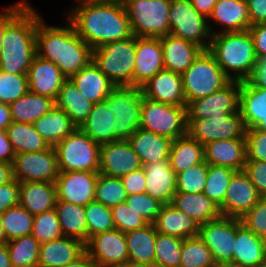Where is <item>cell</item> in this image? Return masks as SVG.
<instances>
[{
	"label": "cell",
	"instance_id": "6da1fadb",
	"mask_svg": "<svg viewBox=\"0 0 266 267\" xmlns=\"http://www.w3.org/2000/svg\"><path fill=\"white\" fill-rule=\"evenodd\" d=\"M65 12L76 33L92 48L134 36L123 3L82 2Z\"/></svg>",
	"mask_w": 266,
	"mask_h": 267
},
{
	"label": "cell",
	"instance_id": "7a4b0ae2",
	"mask_svg": "<svg viewBox=\"0 0 266 267\" xmlns=\"http://www.w3.org/2000/svg\"><path fill=\"white\" fill-rule=\"evenodd\" d=\"M43 20L41 18L37 24L36 55L52 61L69 79L92 61L93 49L76 33L68 20L65 27L49 26Z\"/></svg>",
	"mask_w": 266,
	"mask_h": 267
},
{
	"label": "cell",
	"instance_id": "3957f363",
	"mask_svg": "<svg viewBox=\"0 0 266 267\" xmlns=\"http://www.w3.org/2000/svg\"><path fill=\"white\" fill-rule=\"evenodd\" d=\"M41 16L28 4L7 26L3 36L0 70L27 74L36 55L35 36Z\"/></svg>",
	"mask_w": 266,
	"mask_h": 267
},
{
	"label": "cell",
	"instance_id": "277c9868",
	"mask_svg": "<svg viewBox=\"0 0 266 267\" xmlns=\"http://www.w3.org/2000/svg\"><path fill=\"white\" fill-rule=\"evenodd\" d=\"M208 51L231 81H247L257 62L253 40L248 30L212 35Z\"/></svg>",
	"mask_w": 266,
	"mask_h": 267
},
{
	"label": "cell",
	"instance_id": "5b68a950",
	"mask_svg": "<svg viewBox=\"0 0 266 267\" xmlns=\"http://www.w3.org/2000/svg\"><path fill=\"white\" fill-rule=\"evenodd\" d=\"M136 36L108 42L92 51V61L116 86H132Z\"/></svg>",
	"mask_w": 266,
	"mask_h": 267
},
{
	"label": "cell",
	"instance_id": "8992f818",
	"mask_svg": "<svg viewBox=\"0 0 266 267\" xmlns=\"http://www.w3.org/2000/svg\"><path fill=\"white\" fill-rule=\"evenodd\" d=\"M141 88L116 86L104 100L112 111L113 142L128 140L140 128Z\"/></svg>",
	"mask_w": 266,
	"mask_h": 267
},
{
	"label": "cell",
	"instance_id": "52a82bcc",
	"mask_svg": "<svg viewBox=\"0 0 266 267\" xmlns=\"http://www.w3.org/2000/svg\"><path fill=\"white\" fill-rule=\"evenodd\" d=\"M181 77L186 105L221 90L231 81L208 50H203Z\"/></svg>",
	"mask_w": 266,
	"mask_h": 267
},
{
	"label": "cell",
	"instance_id": "ba28073f",
	"mask_svg": "<svg viewBox=\"0 0 266 267\" xmlns=\"http://www.w3.org/2000/svg\"><path fill=\"white\" fill-rule=\"evenodd\" d=\"M124 6L134 36L160 38L169 34L171 0H127Z\"/></svg>",
	"mask_w": 266,
	"mask_h": 267
},
{
	"label": "cell",
	"instance_id": "9c48e42d",
	"mask_svg": "<svg viewBox=\"0 0 266 267\" xmlns=\"http://www.w3.org/2000/svg\"><path fill=\"white\" fill-rule=\"evenodd\" d=\"M59 172H99L100 144L76 128L55 146Z\"/></svg>",
	"mask_w": 266,
	"mask_h": 267
},
{
	"label": "cell",
	"instance_id": "30bf717a",
	"mask_svg": "<svg viewBox=\"0 0 266 267\" xmlns=\"http://www.w3.org/2000/svg\"><path fill=\"white\" fill-rule=\"evenodd\" d=\"M169 34L191 41L204 50L209 49L212 35L216 34L208 18L199 13L190 0H171Z\"/></svg>",
	"mask_w": 266,
	"mask_h": 267
},
{
	"label": "cell",
	"instance_id": "8fae6325",
	"mask_svg": "<svg viewBox=\"0 0 266 267\" xmlns=\"http://www.w3.org/2000/svg\"><path fill=\"white\" fill-rule=\"evenodd\" d=\"M140 128L163 135L171 140L187 134V107L150 100L143 96Z\"/></svg>",
	"mask_w": 266,
	"mask_h": 267
},
{
	"label": "cell",
	"instance_id": "7c38bea8",
	"mask_svg": "<svg viewBox=\"0 0 266 267\" xmlns=\"http://www.w3.org/2000/svg\"><path fill=\"white\" fill-rule=\"evenodd\" d=\"M187 134L205 145L217 140L245 138L247 128L241 112L210 119H187Z\"/></svg>",
	"mask_w": 266,
	"mask_h": 267
},
{
	"label": "cell",
	"instance_id": "4fadbf2b",
	"mask_svg": "<svg viewBox=\"0 0 266 267\" xmlns=\"http://www.w3.org/2000/svg\"><path fill=\"white\" fill-rule=\"evenodd\" d=\"M13 177L19 182H53L59 176L55 147L44 151L15 154Z\"/></svg>",
	"mask_w": 266,
	"mask_h": 267
},
{
	"label": "cell",
	"instance_id": "5bb4252c",
	"mask_svg": "<svg viewBox=\"0 0 266 267\" xmlns=\"http://www.w3.org/2000/svg\"><path fill=\"white\" fill-rule=\"evenodd\" d=\"M198 237L211 251L216 264L232 263L236 239V218L220 216L203 223Z\"/></svg>",
	"mask_w": 266,
	"mask_h": 267
},
{
	"label": "cell",
	"instance_id": "9a60e30c",
	"mask_svg": "<svg viewBox=\"0 0 266 267\" xmlns=\"http://www.w3.org/2000/svg\"><path fill=\"white\" fill-rule=\"evenodd\" d=\"M240 81H230L221 90L187 105V119H210L240 111Z\"/></svg>",
	"mask_w": 266,
	"mask_h": 267
},
{
	"label": "cell",
	"instance_id": "2e32d148",
	"mask_svg": "<svg viewBox=\"0 0 266 267\" xmlns=\"http://www.w3.org/2000/svg\"><path fill=\"white\" fill-rule=\"evenodd\" d=\"M85 252L98 267H119L129 261L125 233L116 228L91 236Z\"/></svg>",
	"mask_w": 266,
	"mask_h": 267
},
{
	"label": "cell",
	"instance_id": "e0dca14e",
	"mask_svg": "<svg viewBox=\"0 0 266 267\" xmlns=\"http://www.w3.org/2000/svg\"><path fill=\"white\" fill-rule=\"evenodd\" d=\"M142 167L139 156L128 140H118L100 145L99 173L121 178Z\"/></svg>",
	"mask_w": 266,
	"mask_h": 267
},
{
	"label": "cell",
	"instance_id": "ac0fdd59",
	"mask_svg": "<svg viewBox=\"0 0 266 267\" xmlns=\"http://www.w3.org/2000/svg\"><path fill=\"white\" fill-rule=\"evenodd\" d=\"M99 172H59L55 180L57 200L86 206L95 199Z\"/></svg>",
	"mask_w": 266,
	"mask_h": 267
},
{
	"label": "cell",
	"instance_id": "d6986e66",
	"mask_svg": "<svg viewBox=\"0 0 266 267\" xmlns=\"http://www.w3.org/2000/svg\"><path fill=\"white\" fill-rule=\"evenodd\" d=\"M261 198L247 174L236 171L232 176L223 205L219 208L222 216L242 218Z\"/></svg>",
	"mask_w": 266,
	"mask_h": 267
},
{
	"label": "cell",
	"instance_id": "ffe728a7",
	"mask_svg": "<svg viewBox=\"0 0 266 267\" xmlns=\"http://www.w3.org/2000/svg\"><path fill=\"white\" fill-rule=\"evenodd\" d=\"M164 69L160 38L136 37L133 87L141 88Z\"/></svg>",
	"mask_w": 266,
	"mask_h": 267
},
{
	"label": "cell",
	"instance_id": "44dd1931",
	"mask_svg": "<svg viewBox=\"0 0 266 267\" xmlns=\"http://www.w3.org/2000/svg\"><path fill=\"white\" fill-rule=\"evenodd\" d=\"M67 79L56 64L37 55L34 56L27 72L28 90L54 101Z\"/></svg>",
	"mask_w": 266,
	"mask_h": 267
},
{
	"label": "cell",
	"instance_id": "7402d4cb",
	"mask_svg": "<svg viewBox=\"0 0 266 267\" xmlns=\"http://www.w3.org/2000/svg\"><path fill=\"white\" fill-rule=\"evenodd\" d=\"M143 96L157 102L187 107L181 74L162 69L141 87Z\"/></svg>",
	"mask_w": 266,
	"mask_h": 267
},
{
	"label": "cell",
	"instance_id": "603a6c76",
	"mask_svg": "<svg viewBox=\"0 0 266 267\" xmlns=\"http://www.w3.org/2000/svg\"><path fill=\"white\" fill-rule=\"evenodd\" d=\"M232 264L239 267H259L266 260V240L247 229L236 218V239Z\"/></svg>",
	"mask_w": 266,
	"mask_h": 267
},
{
	"label": "cell",
	"instance_id": "cb8c5ba5",
	"mask_svg": "<svg viewBox=\"0 0 266 267\" xmlns=\"http://www.w3.org/2000/svg\"><path fill=\"white\" fill-rule=\"evenodd\" d=\"M207 164L242 171L247 160L246 138L217 140L204 145Z\"/></svg>",
	"mask_w": 266,
	"mask_h": 267
},
{
	"label": "cell",
	"instance_id": "d4e9b609",
	"mask_svg": "<svg viewBox=\"0 0 266 267\" xmlns=\"http://www.w3.org/2000/svg\"><path fill=\"white\" fill-rule=\"evenodd\" d=\"M146 176V194L162 204L172 203L177 192L176 174L171 169L170 160L157 161L143 165Z\"/></svg>",
	"mask_w": 266,
	"mask_h": 267
},
{
	"label": "cell",
	"instance_id": "484cf974",
	"mask_svg": "<svg viewBox=\"0 0 266 267\" xmlns=\"http://www.w3.org/2000/svg\"><path fill=\"white\" fill-rule=\"evenodd\" d=\"M164 69L182 74L204 50L199 45L171 34L160 37Z\"/></svg>",
	"mask_w": 266,
	"mask_h": 267
},
{
	"label": "cell",
	"instance_id": "4316f807",
	"mask_svg": "<svg viewBox=\"0 0 266 267\" xmlns=\"http://www.w3.org/2000/svg\"><path fill=\"white\" fill-rule=\"evenodd\" d=\"M84 252L85 244L80 240L62 236L40 244L38 267H62Z\"/></svg>",
	"mask_w": 266,
	"mask_h": 267
},
{
	"label": "cell",
	"instance_id": "83f0119b",
	"mask_svg": "<svg viewBox=\"0 0 266 267\" xmlns=\"http://www.w3.org/2000/svg\"><path fill=\"white\" fill-rule=\"evenodd\" d=\"M221 27L220 32H243L250 28L249 10L246 0H218L208 22Z\"/></svg>",
	"mask_w": 266,
	"mask_h": 267
},
{
	"label": "cell",
	"instance_id": "f1b7e54d",
	"mask_svg": "<svg viewBox=\"0 0 266 267\" xmlns=\"http://www.w3.org/2000/svg\"><path fill=\"white\" fill-rule=\"evenodd\" d=\"M240 112L247 129L266 132V89L241 82Z\"/></svg>",
	"mask_w": 266,
	"mask_h": 267
},
{
	"label": "cell",
	"instance_id": "f546056e",
	"mask_svg": "<svg viewBox=\"0 0 266 267\" xmlns=\"http://www.w3.org/2000/svg\"><path fill=\"white\" fill-rule=\"evenodd\" d=\"M154 227L161 234L184 240L198 236L200 225L187 213L175 208L170 203L162 206L154 222Z\"/></svg>",
	"mask_w": 266,
	"mask_h": 267
},
{
	"label": "cell",
	"instance_id": "4dcf8cb0",
	"mask_svg": "<svg viewBox=\"0 0 266 267\" xmlns=\"http://www.w3.org/2000/svg\"><path fill=\"white\" fill-rule=\"evenodd\" d=\"M69 79L80 90V93L94 104L104 102L109 93L116 87L93 61Z\"/></svg>",
	"mask_w": 266,
	"mask_h": 267
},
{
	"label": "cell",
	"instance_id": "1f68e13d",
	"mask_svg": "<svg viewBox=\"0 0 266 267\" xmlns=\"http://www.w3.org/2000/svg\"><path fill=\"white\" fill-rule=\"evenodd\" d=\"M56 185L53 182H20L19 205L33 216L55 208Z\"/></svg>",
	"mask_w": 266,
	"mask_h": 267
},
{
	"label": "cell",
	"instance_id": "d6a6232c",
	"mask_svg": "<svg viewBox=\"0 0 266 267\" xmlns=\"http://www.w3.org/2000/svg\"><path fill=\"white\" fill-rule=\"evenodd\" d=\"M143 165L169 159L172 140L139 128L128 139Z\"/></svg>",
	"mask_w": 266,
	"mask_h": 267
},
{
	"label": "cell",
	"instance_id": "836d02e7",
	"mask_svg": "<svg viewBox=\"0 0 266 267\" xmlns=\"http://www.w3.org/2000/svg\"><path fill=\"white\" fill-rule=\"evenodd\" d=\"M33 125L35 130L52 147H55L77 128L71 118L56 105L36 120Z\"/></svg>",
	"mask_w": 266,
	"mask_h": 267
},
{
	"label": "cell",
	"instance_id": "e575fe53",
	"mask_svg": "<svg viewBox=\"0 0 266 267\" xmlns=\"http://www.w3.org/2000/svg\"><path fill=\"white\" fill-rule=\"evenodd\" d=\"M156 237L154 224L125 233L129 261L155 266Z\"/></svg>",
	"mask_w": 266,
	"mask_h": 267
},
{
	"label": "cell",
	"instance_id": "d590c367",
	"mask_svg": "<svg viewBox=\"0 0 266 267\" xmlns=\"http://www.w3.org/2000/svg\"><path fill=\"white\" fill-rule=\"evenodd\" d=\"M175 208L187 213L199 225L221 216L219 207L202 193L176 192L172 203Z\"/></svg>",
	"mask_w": 266,
	"mask_h": 267
},
{
	"label": "cell",
	"instance_id": "8d00e7d4",
	"mask_svg": "<svg viewBox=\"0 0 266 267\" xmlns=\"http://www.w3.org/2000/svg\"><path fill=\"white\" fill-rule=\"evenodd\" d=\"M55 105L61 108L79 128L92 111L94 103L87 100L76 85L67 79L59 90Z\"/></svg>",
	"mask_w": 266,
	"mask_h": 267
},
{
	"label": "cell",
	"instance_id": "74e56055",
	"mask_svg": "<svg viewBox=\"0 0 266 267\" xmlns=\"http://www.w3.org/2000/svg\"><path fill=\"white\" fill-rule=\"evenodd\" d=\"M55 211L59 218L63 235L88 242V227L85 217V206L57 200Z\"/></svg>",
	"mask_w": 266,
	"mask_h": 267
},
{
	"label": "cell",
	"instance_id": "f35d334b",
	"mask_svg": "<svg viewBox=\"0 0 266 267\" xmlns=\"http://www.w3.org/2000/svg\"><path fill=\"white\" fill-rule=\"evenodd\" d=\"M169 160L175 174L184 172L204 161V145L186 134L172 140Z\"/></svg>",
	"mask_w": 266,
	"mask_h": 267
},
{
	"label": "cell",
	"instance_id": "ab89813d",
	"mask_svg": "<svg viewBox=\"0 0 266 267\" xmlns=\"http://www.w3.org/2000/svg\"><path fill=\"white\" fill-rule=\"evenodd\" d=\"M54 105L53 99L28 91L9 104V108L13 122L33 124L51 110Z\"/></svg>",
	"mask_w": 266,
	"mask_h": 267
},
{
	"label": "cell",
	"instance_id": "60d3db41",
	"mask_svg": "<svg viewBox=\"0 0 266 267\" xmlns=\"http://www.w3.org/2000/svg\"><path fill=\"white\" fill-rule=\"evenodd\" d=\"M79 128L100 145L113 142L112 111L105 102L95 103Z\"/></svg>",
	"mask_w": 266,
	"mask_h": 267
},
{
	"label": "cell",
	"instance_id": "b9f144b4",
	"mask_svg": "<svg viewBox=\"0 0 266 267\" xmlns=\"http://www.w3.org/2000/svg\"><path fill=\"white\" fill-rule=\"evenodd\" d=\"M6 132L15 154L44 151L50 147L31 123L12 122Z\"/></svg>",
	"mask_w": 266,
	"mask_h": 267
},
{
	"label": "cell",
	"instance_id": "7bdbcfd3",
	"mask_svg": "<svg viewBox=\"0 0 266 267\" xmlns=\"http://www.w3.org/2000/svg\"><path fill=\"white\" fill-rule=\"evenodd\" d=\"M40 242L33 235L6 242L12 267H38Z\"/></svg>",
	"mask_w": 266,
	"mask_h": 267
},
{
	"label": "cell",
	"instance_id": "ee69618b",
	"mask_svg": "<svg viewBox=\"0 0 266 267\" xmlns=\"http://www.w3.org/2000/svg\"><path fill=\"white\" fill-rule=\"evenodd\" d=\"M1 217L6 241L31 234L34 216L24 207H10Z\"/></svg>",
	"mask_w": 266,
	"mask_h": 267
},
{
	"label": "cell",
	"instance_id": "f6af8a7d",
	"mask_svg": "<svg viewBox=\"0 0 266 267\" xmlns=\"http://www.w3.org/2000/svg\"><path fill=\"white\" fill-rule=\"evenodd\" d=\"M236 171L208 164V173L204 186V194L219 208L223 205L229 182Z\"/></svg>",
	"mask_w": 266,
	"mask_h": 267
},
{
	"label": "cell",
	"instance_id": "bcb514c9",
	"mask_svg": "<svg viewBox=\"0 0 266 267\" xmlns=\"http://www.w3.org/2000/svg\"><path fill=\"white\" fill-rule=\"evenodd\" d=\"M215 264L211 251L198 236L183 240L179 267H214Z\"/></svg>",
	"mask_w": 266,
	"mask_h": 267
},
{
	"label": "cell",
	"instance_id": "7dc6e473",
	"mask_svg": "<svg viewBox=\"0 0 266 267\" xmlns=\"http://www.w3.org/2000/svg\"><path fill=\"white\" fill-rule=\"evenodd\" d=\"M126 198L127 194L121 178L98 173L95 201L112 208L125 202Z\"/></svg>",
	"mask_w": 266,
	"mask_h": 267
},
{
	"label": "cell",
	"instance_id": "c3c4849f",
	"mask_svg": "<svg viewBox=\"0 0 266 267\" xmlns=\"http://www.w3.org/2000/svg\"><path fill=\"white\" fill-rule=\"evenodd\" d=\"M183 240L157 232L155 240V266L179 267Z\"/></svg>",
	"mask_w": 266,
	"mask_h": 267
},
{
	"label": "cell",
	"instance_id": "681fc988",
	"mask_svg": "<svg viewBox=\"0 0 266 267\" xmlns=\"http://www.w3.org/2000/svg\"><path fill=\"white\" fill-rule=\"evenodd\" d=\"M88 240L91 236L115 229L111 208L100 202L91 201L85 206Z\"/></svg>",
	"mask_w": 266,
	"mask_h": 267
},
{
	"label": "cell",
	"instance_id": "f907efd6",
	"mask_svg": "<svg viewBox=\"0 0 266 267\" xmlns=\"http://www.w3.org/2000/svg\"><path fill=\"white\" fill-rule=\"evenodd\" d=\"M31 235L40 243L64 236L55 209L34 216Z\"/></svg>",
	"mask_w": 266,
	"mask_h": 267
},
{
	"label": "cell",
	"instance_id": "816d5d0a",
	"mask_svg": "<svg viewBox=\"0 0 266 267\" xmlns=\"http://www.w3.org/2000/svg\"><path fill=\"white\" fill-rule=\"evenodd\" d=\"M208 173V164L205 160L184 172L176 174L177 192L202 193Z\"/></svg>",
	"mask_w": 266,
	"mask_h": 267
},
{
	"label": "cell",
	"instance_id": "f5cc1de1",
	"mask_svg": "<svg viewBox=\"0 0 266 267\" xmlns=\"http://www.w3.org/2000/svg\"><path fill=\"white\" fill-rule=\"evenodd\" d=\"M28 91L27 74H9L0 70V102L11 104Z\"/></svg>",
	"mask_w": 266,
	"mask_h": 267
},
{
	"label": "cell",
	"instance_id": "db71d44e",
	"mask_svg": "<svg viewBox=\"0 0 266 267\" xmlns=\"http://www.w3.org/2000/svg\"><path fill=\"white\" fill-rule=\"evenodd\" d=\"M125 203L148 224H154L164 204L149 194L138 193L127 196Z\"/></svg>",
	"mask_w": 266,
	"mask_h": 267
},
{
	"label": "cell",
	"instance_id": "11a10c76",
	"mask_svg": "<svg viewBox=\"0 0 266 267\" xmlns=\"http://www.w3.org/2000/svg\"><path fill=\"white\" fill-rule=\"evenodd\" d=\"M111 211L115 228L123 233L139 229L148 224L141 216L129 208L125 202L112 207Z\"/></svg>",
	"mask_w": 266,
	"mask_h": 267
},
{
	"label": "cell",
	"instance_id": "9f6ffc18",
	"mask_svg": "<svg viewBox=\"0 0 266 267\" xmlns=\"http://www.w3.org/2000/svg\"><path fill=\"white\" fill-rule=\"evenodd\" d=\"M240 220L247 229L266 240V197H261Z\"/></svg>",
	"mask_w": 266,
	"mask_h": 267
},
{
	"label": "cell",
	"instance_id": "6f0895ef",
	"mask_svg": "<svg viewBox=\"0 0 266 267\" xmlns=\"http://www.w3.org/2000/svg\"><path fill=\"white\" fill-rule=\"evenodd\" d=\"M246 161L266 162V132L256 128L247 129L246 132Z\"/></svg>",
	"mask_w": 266,
	"mask_h": 267
},
{
	"label": "cell",
	"instance_id": "680465c9",
	"mask_svg": "<svg viewBox=\"0 0 266 267\" xmlns=\"http://www.w3.org/2000/svg\"><path fill=\"white\" fill-rule=\"evenodd\" d=\"M243 171L256 187L261 197H266V162L246 161Z\"/></svg>",
	"mask_w": 266,
	"mask_h": 267
},
{
	"label": "cell",
	"instance_id": "91938a15",
	"mask_svg": "<svg viewBox=\"0 0 266 267\" xmlns=\"http://www.w3.org/2000/svg\"><path fill=\"white\" fill-rule=\"evenodd\" d=\"M20 182L13 178L0 185V214L10 207L19 205Z\"/></svg>",
	"mask_w": 266,
	"mask_h": 267
},
{
	"label": "cell",
	"instance_id": "94428289",
	"mask_svg": "<svg viewBox=\"0 0 266 267\" xmlns=\"http://www.w3.org/2000/svg\"><path fill=\"white\" fill-rule=\"evenodd\" d=\"M127 196L146 192V176L143 168L121 177Z\"/></svg>",
	"mask_w": 266,
	"mask_h": 267
},
{
	"label": "cell",
	"instance_id": "6125c7cd",
	"mask_svg": "<svg viewBox=\"0 0 266 267\" xmlns=\"http://www.w3.org/2000/svg\"><path fill=\"white\" fill-rule=\"evenodd\" d=\"M257 58H266V23H259L250 26L248 29Z\"/></svg>",
	"mask_w": 266,
	"mask_h": 267
},
{
	"label": "cell",
	"instance_id": "be15d7a7",
	"mask_svg": "<svg viewBox=\"0 0 266 267\" xmlns=\"http://www.w3.org/2000/svg\"><path fill=\"white\" fill-rule=\"evenodd\" d=\"M28 5L26 1H18L0 13V55L3 47V36L6 26Z\"/></svg>",
	"mask_w": 266,
	"mask_h": 267
},
{
	"label": "cell",
	"instance_id": "e7e4bbea",
	"mask_svg": "<svg viewBox=\"0 0 266 267\" xmlns=\"http://www.w3.org/2000/svg\"><path fill=\"white\" fill-rule=\"evenodd\" d=\"M250 26L266 23V0H246Z\"/></svg>",
	"mask_w": 266,
	"mask_h": 267
},
{
	"label": "cell",
	"instance_id": "03108f58",
	"mask_svg": "<svg viewBox=\"0 0 266 267\" xmlns=\"http://www.w3.org/2000/svg\"><path fill=\"white\" fill-rule=\"evenodd\" d=\"M247 81L252 86L266 89V58H257L252 75Z\"/></svg>",
	"mask_w": 266,
	"mask_h": 267
},
{
	"label": "cell",
	"instance_id": "003e7915",
	"mask_svg": "<svg viewBox=\"0 0 266 267\" xmlns=\"http://www.w3.org/2000/svg\"><path fill=\"white\" fill-rule=\"evenodd\" d=\"M14 157L15 153L6 130H0V161L12 164Z\"/></svg>",
	"mask_w": 266,
	"mask_h": 267
},
{
	"label": "cell",
	"instance_id": "a7ac6f4b",
	"mask_svg": "<svg viewBox=\"0 0 266 267\" xmlns=\"http://www.w3.org/2000/svg\"><path fill=\"white\" fill-rule=\"evenodd\" d=\"M193 7L205 17L209 18L218 0H190Z\"/></svg>",
	"mask_w": 266,
	"mask_h": 267
},
{
	"label": "cell",
	"instance_id": "89a4df30",
	"mask_svg": "<svg viewBox=\"0 0 266 267\" xmlns=\"http://www.w3.org/2000/svg\"><path fill=\"white\" fill-rule=\"evenodd\" d=\"M12 122L9 104L0 102V130H7Z\"/></svg>",
	"mask_w": 266,
	"mask_h": 267
},
{
	"label": "cell",
	"instance_id": "2644e50d",
	"mask_svg": "<svg viewBox=\"0 0 266 267\" xmlns=\"http://www.w3.org/2000/svg\"><path fill=\"white\" fill-rule=\"evenodd\" d=\"M62 267H98L97 264L89 257V255L84 252L75 261L68 263Z\"/></svg>",
	"mask_w": 266,
	"mask_h": 267
},
{
	"label": "cell",
	"instance_id": "8c879c8a",
	"mask_svg": "<svg viewBox=\"0 0 266 267\" xmlns=\"http://www.w3.org/2000/svg\"><path fill=\"white\" fill-rule=\"evenodd\" d=\"M13 178L12 164L0 161V185L10 182Z\"/></svg>",
	"mask_w": 266,
	"mask_h": 267
},
{
	"label": "cell",
	"instance_id": "753ad0ef",
	"mask_svg": "<svg viewBox=\"0 0 266 267\" xmlns=\"http://www.w3.org/2000/svg\"><path fill=\"white\" fill-rule=\"evenodd\" d=\"M0 267H12L6 243L0 244Z\"/></svg>",
	"mask_w": 266,
	"mask_h": 267
},
{
	"label": "cell",
	"instance_id": "34e18365",
	"mask_svg": "<svg viewBox=\"0 0 266 267\" xmlns=\"http://www.w3.org/2000/svg\"><path fill=\"white\" fill-rule=\"evenodd\" d=\"M119 267H156V266L127 261L124 265H121Z\"/></svg>",
	"mask_w": 266,
	"mask_h": 267
},
{
	"label": "cell",
	"instance_id": "11e5206c",
	"mask_svg": "<svg viewBox=\"0 0 266 267\" xmlns=\"http://www.w3.org/2000/svg\"><path fill=\"white\" fill-rule=\"evenodd\" d=\"M6 238H5V232H4V228H3V223H2V217L0 214V244H4L6 243Z\"/></svg>",
	"mask_w": 266,
	"mask_h": 267
},
{
	"label": "cell",
	"instance_id": "2a66077c",
	"mask_svg": "<svg viewBox=\"0 0 266 267\" xmlns=\"http://www.w3.org/2000/svg\"><path fill=\"white\" fill-rule=\"evenodd\" d=\"M214 267H239V266L234 265L232 263H220V264H215Z\"/></svg>",
	"mask_w": 266,
	"mask_h": 267
},
{
	"label": "cell",
	"instance_id": "b9fcfbb0",
	"mask_svg": "<svg viewBox=\"0 0 266 267\" xmlns=\"http://www.w3.org/2000/svg\"><path fill=\"white\" fill-rule=\"evenodd\" d=\"M77 1L79 3H82V2H98V1H111V0H77Z\"/></svg>",
	"mask_w": 266,
	"mask_h": 267
},
{
	"label": "cell",
	"instance_id": "09005b40",
	"mask_svg": "<svg viewBox=\"0 0 266 267\" xmlns=\"http://www.w3.org/2000/svg\"><path fill=\"white\" fill-rule=\"evenodd\" d=\"M113 1H116V2H118V3H125L127 0H113Z\"/></svg>",
	"mask_w": 266,
	"mask_h": 267
},
{
	"label": "cell",
	"instance_id": "979ff035",
	"mask_svg": "<svg viewBox=\"0 0 266 267\" xmlns=\"http://www.w3.org/2000/svg\"><path fill=\"white\" fill-rule=\"evenodd\" d=\"M259 267H266V260Z\"/></svg>",
	"mask_w": 266,
	"mask_h": 267
}]
</instances>
